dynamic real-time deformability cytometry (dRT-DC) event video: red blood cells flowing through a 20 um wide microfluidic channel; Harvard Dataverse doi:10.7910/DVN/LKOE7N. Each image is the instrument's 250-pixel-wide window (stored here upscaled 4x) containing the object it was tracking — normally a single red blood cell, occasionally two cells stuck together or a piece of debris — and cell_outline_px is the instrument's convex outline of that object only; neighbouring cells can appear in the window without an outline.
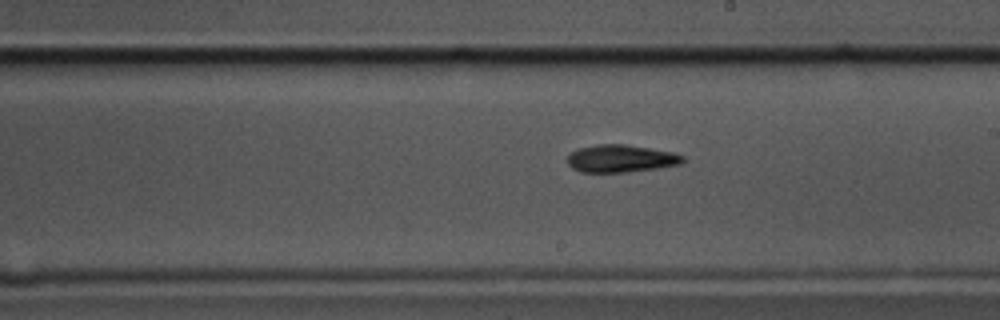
{"species": "common noctule bat (a hibernating species)", "species_latin": "Nyctalus noctula", "temperature_condition": "cold", "stored_images_in_passage": 42, "camera_frame_rate_fps": 3000, "um_per_image_px": 0.085, "animal": {"sex": "male", "body_mass_g": 17.5, "forearm_length_mm": 52.3}, "frame": {"image": 1, "passage_image": 17, "time_ms": 5.333, "image_size_px": [1000, 320], "cell_outline_px": [[684, 160], [680, 164], [656, 168], [628, 172], [580, 172], [572, 168], [568, 164], [568, 156], [572, 152], [580, 148], [596, 144], [624, 144], [672, 152], [684, 156]], "centroid_in_image_um": [52.76, 13.48], "position_along_channel_um": 236.2, "area_um2": 18.32}}
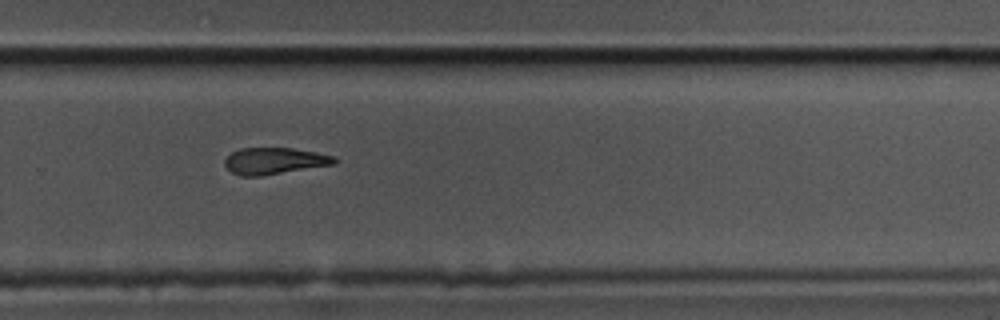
{"frame": {"image": 2, "passage_image": 23, "time_ms": 7.333, "image_size_px": [1000, 320], "cell_outline_px": [[340, 160], [336, 164], [260, 176], [240, 176], [232, 172], [224, 164], [224, 160], [232, 152], [240, 148], [292, 148], [316, 152], [336, 156]], "centroid_in_image_um": [23.37, 13.67], "position_along_channel_um": 306.4, "area_um2": 17.11}}
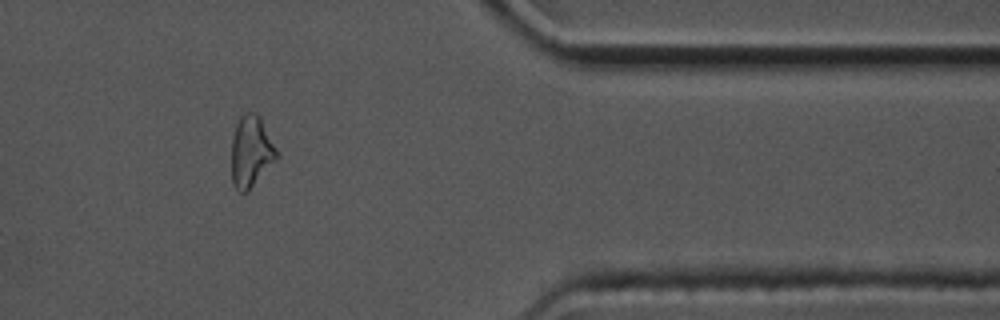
{"frame": {"image": 3, "passage_image": 32, "time_ms": 10.333, "image_size_px": [1000, 320], "cell_outline_px": [[280, 156], [248, 192], [240, 192], [232, 184], [232, 136], [236, 124], [240, 116], [244, 112], [256, 112], [260, 116]], "centroid_in_image_um": [21.35, 12.88], "position_along_channel_um": 390.1, "area_um2": 19.02}, "authors_computed_cell_mechanics": {"area_um2": 18.8717, "velocity_mm_per_s": 3.5143, "shape_relaxation_time_tau1_ms": 3.835, "shape_relaxation_time_tau2_ms": null, "deformation_change_tau1": 0.1619, "deformation_change_tau2": null}}